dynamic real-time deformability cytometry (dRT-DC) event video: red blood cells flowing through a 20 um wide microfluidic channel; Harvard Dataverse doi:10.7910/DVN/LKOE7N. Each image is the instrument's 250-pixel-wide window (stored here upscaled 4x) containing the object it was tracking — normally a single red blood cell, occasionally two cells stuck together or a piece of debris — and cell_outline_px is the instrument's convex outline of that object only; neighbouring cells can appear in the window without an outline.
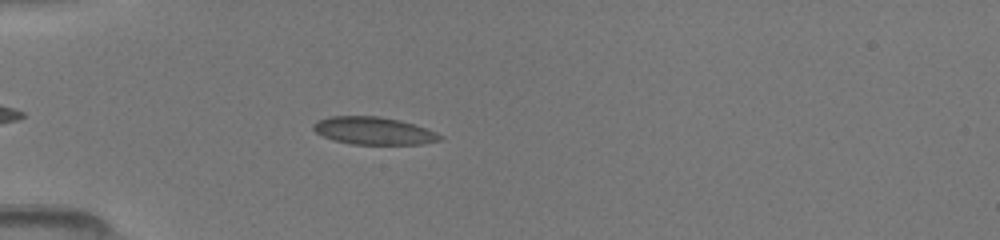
{"species": "common noctule bat (a hibernating species)", "species_latin": "Nyctalus noctula", "temperature_condition": "room temperature", "stored_images_in_passage": 41, "camera_frame_rate_fps": 3000, "um_per_image_px": 0.085, "animal": {"sex": "female", "body_mass_g": 19.5, "forearm_length_mm": 54.1}, "frame": {"image": 1, "passage_image": 7, "time_ms": 2.0, "image_size_px": [1000, 240], "cell_outline_px": [[444, 136], [440, 140], [420, 144], [352, 144], [332, 140], [316, 132], [312, 128], [312, 124], [316, 120], [328, 116], [376, 116], [400, 120], [436, 132]], "centroid_in_image_um": [31.71, 11.11], "position_along_channel_um": 53.3, "area_um2": 20.29}}
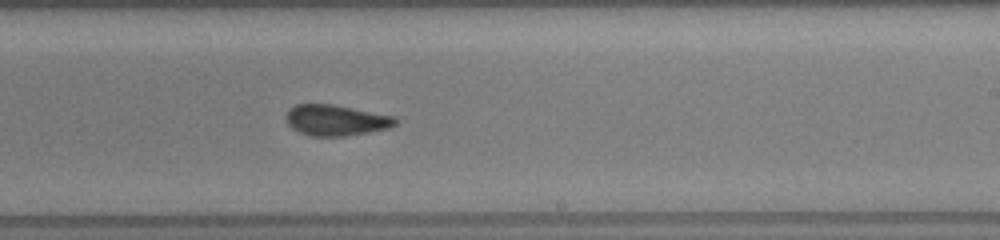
{"frame": {"image": 2, "passage_image": 23, "time_ms": 7.333, "image_size_px": [1000, 240], "cell_outline_px": [[400, 120], [396, 124], [388, 128], [368, 132], [344, 136], [312, 136], [300, 132], [292, 128], [288, 124], [284, 116], [288, 108], [296, 104], [332, 104], [396, 116]], "centroid_in_image_um": [28.55, 10.21], "position_along_channel_um": 260.4, "area_um2": 19.83}}
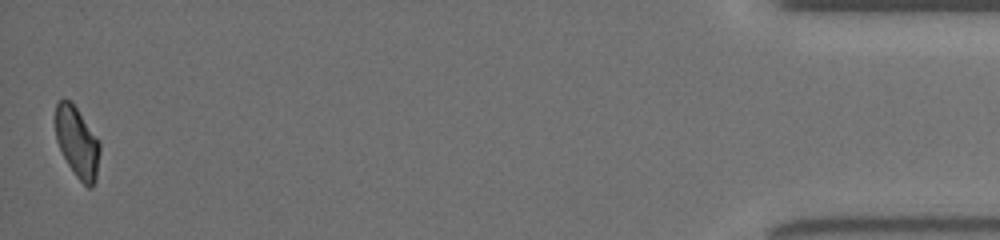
{"frame": {"image": 3, "passage_image": 41, "time_ms": 13.333, "image_size_px": [1000, 240], "cell_outline_px": [[100, 152], [96, 180], [92, 188], [88, 188], [76, 176], [68, 164], [56, 140], [56, 104], [64, 96], [72, 100], [100, 140]], "centroid_in_image_um": [6.59, 12.05], "position_along_channel_um": 428.6, "area_um2": 18.61}}